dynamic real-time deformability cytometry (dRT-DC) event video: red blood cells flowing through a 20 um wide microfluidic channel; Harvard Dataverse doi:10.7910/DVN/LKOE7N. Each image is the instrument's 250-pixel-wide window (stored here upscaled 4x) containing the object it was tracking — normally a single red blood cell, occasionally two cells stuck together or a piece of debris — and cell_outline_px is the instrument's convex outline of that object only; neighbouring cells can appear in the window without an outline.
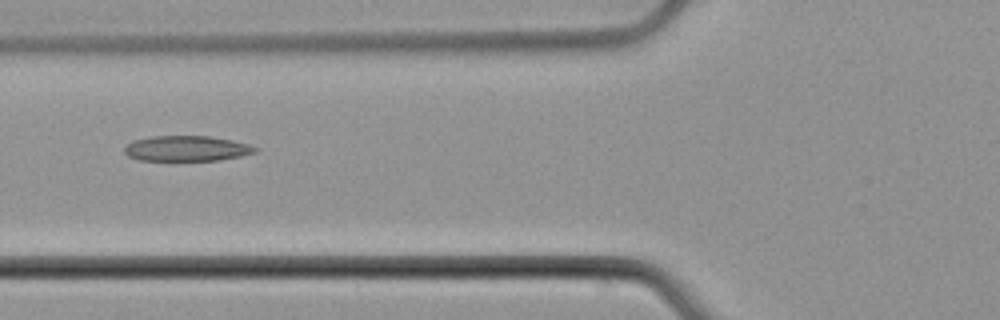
{"species": "common noctule bat (a hibernating species)", "species_latin": "Nyctalus noctula", "temperature_condition": "cold", "stored_images_in_passage": 5, "camera_frame_rate_fps": 3000, "um_per_image_px": 0.085, "animal": {"sex": "male", "body_mass_g": 21.5, "forearm_length_mm": 52.0}, "frame": {"image": 1, "passage_image": 5, "time_ms": 5.667, "image_size_px": [1000, 320], "cell_outline_px": [[260, 148], [256, 152], [240, 156], [220, 160], [140, 160], [128, 156], [124, 152], [124, 148], [132, 140], [152, 136], [208, 136], [232, 140], [248, 144]], "centroid_in_image_um": [15.87, 12.61], "position_along_channel_um": 109.9, "area_um2": 19.31}}